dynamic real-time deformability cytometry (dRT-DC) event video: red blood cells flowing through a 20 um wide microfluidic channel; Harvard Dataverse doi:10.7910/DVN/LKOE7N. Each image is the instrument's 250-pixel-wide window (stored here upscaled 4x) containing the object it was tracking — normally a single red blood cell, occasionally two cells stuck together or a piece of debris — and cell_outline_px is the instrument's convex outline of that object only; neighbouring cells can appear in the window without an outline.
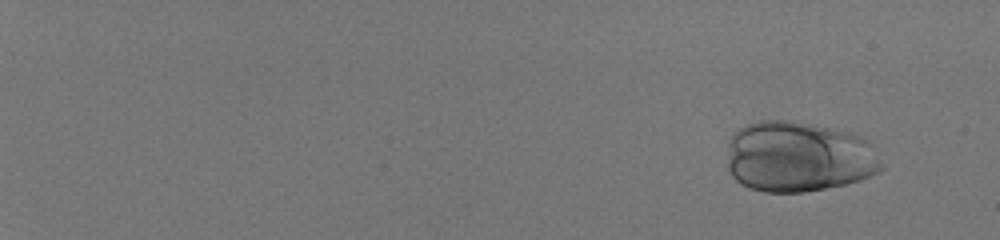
{"species": "human", "species_latin": "Homo sapiens", "temperature_condition": "room temperature", "stored_images_in_passage": 58, "camera_frame_rate_fps": 3000, "um_per_image_px": 0.085, "donor": {"sex": "male"}, "frame": {"image": 1, "passage_image": 6, "time_ms": 1.667, "image_size_px": [1000, 240], "cell_outline_px": [[884, 168], [880, 172], [860, 180], [844, 184], [804, 192], [764, 192], [748, 188], [740, 184], [732, 176], [728, 168], [728, 160], [732, 132], [748, 124], [760, 120], [792, 120], [852, 132], [860, 136], [868, 144], [884, 164]], "centroid_in_image_um": [67.87, 13.33], "position_along_channel_um": 17.1, "area_um2": 63.7}}
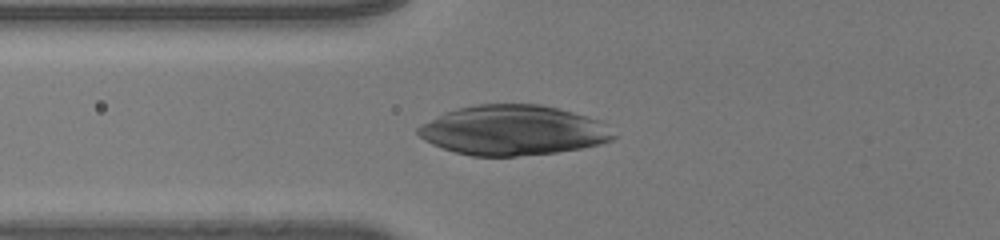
{"frame": {"image": 2, "passage_image": 28, "time_ms": 9.0, "image_size_px": [1000, 240], "cell_outline_px": [[616, 136], [612, 140], [600, 144], [580, 148], [556, 152], [516, 156], [472, 156], [456, 152], [432, 144], [424, 140], [416, 132], [416, 128], [420, 124], [444, 112], [456, 108], [476, 104], [540, 104], [572, 112], [600, 120]], "centroid_in_image_um": [43.57, 11.07], "position_along_channel_um": 82.2, "area_um2": 56.76}}
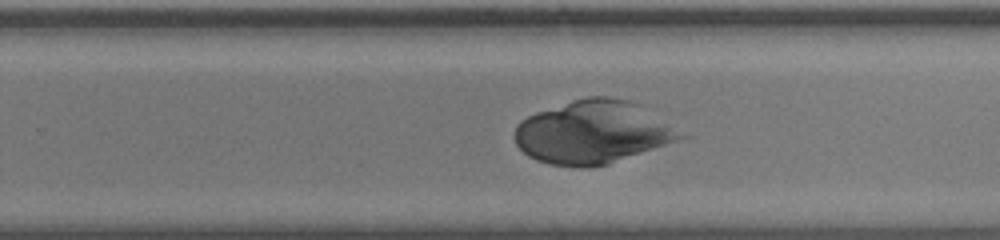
{"frame": {"image": 3, "passage_image": 43, "time_ms": 14.0, "image_size_px": [1000, 240], "cell_outline_px": [[692, 136], [608, 164], [588, 168], [580, 168], [548, 164], [536, 160], [528, 156], [516, 144], [512, 136], [516, 124], [520, 120], [536, 112], [572, 100], [588, 96], [608, 96], [628, 100], [640, 104]], "centroid_in_image_um": [50.42, 11.24], "position_along_channel_um": 279.4, "area_um2": 61.79}}